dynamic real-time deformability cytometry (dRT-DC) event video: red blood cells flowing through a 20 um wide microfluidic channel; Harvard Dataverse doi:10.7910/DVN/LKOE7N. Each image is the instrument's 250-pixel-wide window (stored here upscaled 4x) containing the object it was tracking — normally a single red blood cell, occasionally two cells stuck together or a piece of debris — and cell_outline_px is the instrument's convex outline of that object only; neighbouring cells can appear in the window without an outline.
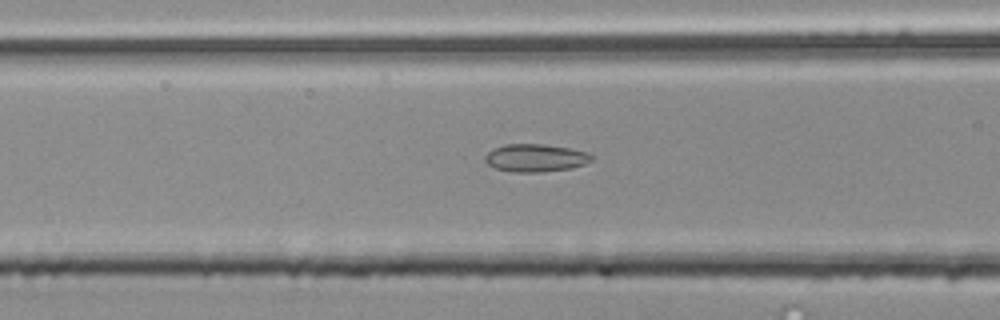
{"species": "common noctule bat (a hibernating species)", "species_latin": "Nyctalus noctula", "temperature_condition": "room temperature", "stored_images_in_passage": 40, "camera_frame_rate_fps": 3000, "um_per_image_px": 0.085, "animal": {"sex": "male", "body_mass_g": 20.4}, "frame": {"image": 1, "passage_image": 18, "time_ms": 5.667, "image_size_px": [1000, 320], "cell_outline_px": [[592, 160], [584, 164], [572, 168], [540, 172], [512, 172], [496, 168], [488, 164], [484, 160], [484, 156], [492, 148], [504, 144], [544, 144], [572, 148], [588, 152], [592, 156]], "centroid_in_image_um": [45.51, 13.41], "position_along_channel_um": 121.1, "area_um2": 17.4}}
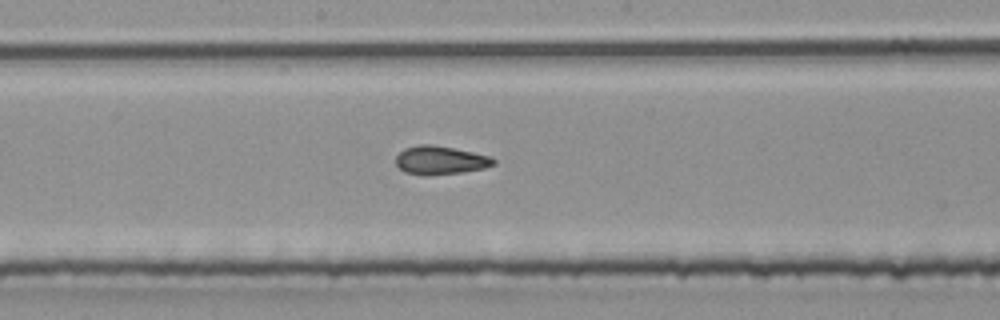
{"frame": {"image": 2, "passage_image": 25, "time_ms": 8.0, "image_size_px": [1000, 320], "cell_outline_px": [[496, 164], [484, 168], [460, 172], [428, 176], [424, 176], [404, 172], [396, 164], [396, 156], [404, 148], [420, 144], [432, 144], [492, 156], [496, 160]], "centroid_in_image_um": [37.42, 13.62], "position_along_channel_um": 210.8, "area_um2": 16.3}}
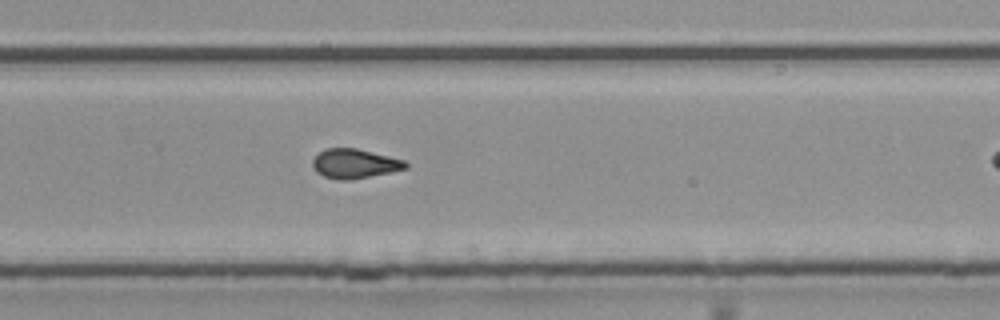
{"frame": {"image": 3, "passage_image": 32, "time_ms": 10.333, "image_size_px": [1000, 320], "cell_outline_px": [[408, 168], [392, 172], [352, 180], [336, 180], [324, 176], [316, 172], [312, 168], [312, 160], [320, 152], [328, 148], [356, 148], [404, 160], [408, 164]], "centroid_in_image_um": [30.14, 13.93], "position_along_channel_um": 299.7, "area_um2": 16.01}}